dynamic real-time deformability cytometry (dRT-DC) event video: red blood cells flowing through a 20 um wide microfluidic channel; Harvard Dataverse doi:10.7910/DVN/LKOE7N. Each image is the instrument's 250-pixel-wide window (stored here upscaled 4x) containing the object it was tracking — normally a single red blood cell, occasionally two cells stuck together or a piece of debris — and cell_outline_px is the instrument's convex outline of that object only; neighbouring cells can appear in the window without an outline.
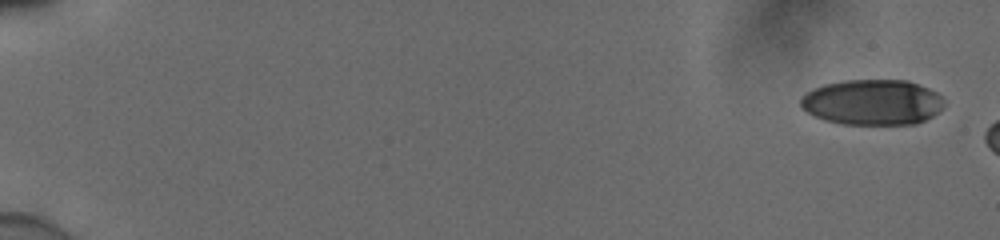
{"species": "human", "species_latin": "Homo sapiens", "temperature_condition": "cold", "stored_images_in_passage": 4, "camera_frame_rate_fps": 3000, "um_per_image_px": 0.085, "donor": {"sex": "male"}, "frame": {"image": 1, "passage_image": 1, "time_ms": 0.0, "image_size_px": [1000, 240], "cell_outline_px": [[944, 104], [932, 116], [916, 124], [840, 124], [824, 120], [808, 112], [800, 104], [800, 96], [824, 84], [844, 80], [908, 80], [928, 88], [936, 92], [944, 100]], "centroid_in_image_um": [74.15, 8.69], "position_along_channel_um": 10.9, "area_um2": 37.92}}